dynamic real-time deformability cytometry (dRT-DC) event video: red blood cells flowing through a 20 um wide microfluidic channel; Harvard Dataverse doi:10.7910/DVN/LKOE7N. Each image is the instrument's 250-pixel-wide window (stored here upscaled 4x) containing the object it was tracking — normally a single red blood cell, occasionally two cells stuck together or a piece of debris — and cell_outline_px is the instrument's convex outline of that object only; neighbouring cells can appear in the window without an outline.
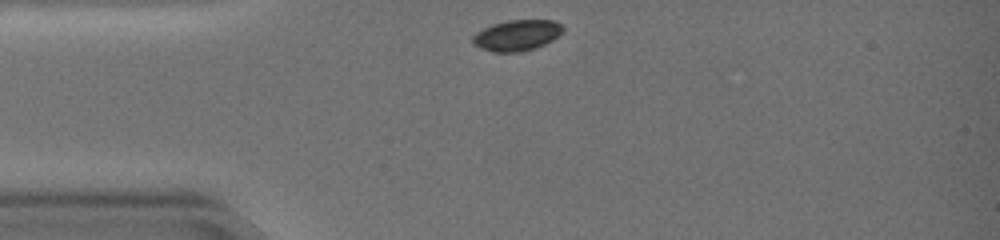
{"species": "common noctule bat (a hibernating species)", "species_latin": "Nyctalus noctula", "temperature_condition": "warm", "stored_images_in_passage": 37, "camera_frame_rate_fps": 3000, "um_per_image_px": 0.085, "animal": {"sex": "female", "body_mass_g": 19.0, "forearm_length_mm": 51.5}, "frame": {"image": 1, "passage_image": 1, "time_ms": 0.0, "image_size_px": [1000, 240], "cell_outline_px": [[564, 28], [552, 40], [544, 44], [532, 48], [516, 52], [492, 52], [480, 48], [472, 44], [472, 36], [484, 28], [492, 24], [508, 20], [552, 20], [560, 24]], "centroid_in_image_um": [43.88, 3.0], "position_along_channel_um": 41.1, "area_um2": 15.95}}
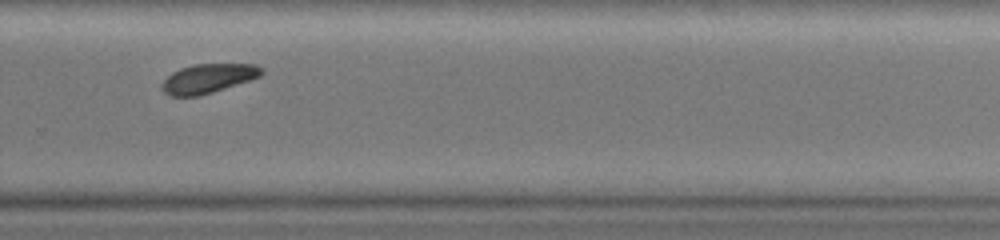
{"frame": {"image": 2, "passage_image": 27, "time_ms": 8.667, "image_size_px": [1000, 240], "cell_outline_px": [[264, 72], [260, 76], [200, 96], [172, 96], [164, 92], [160, 88], [160, 84], [172, 72], [180, 68], [192, 64], [256, 64]], "centroid_in_image_um": [17.63, 6.66], "position_along_channel_um": 312.2, "area_um2": 16.82}}
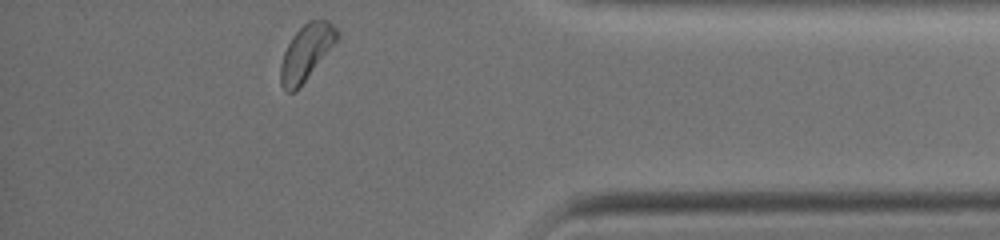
{"frame": {"image": 3, "passage_image": 37, "time_ms": 12.0, "image_size_px": [1000, 240], "cell_outline_px": [[340, 36], [296, 92], [284, 92], [280, 84], [280, 64], [284, 52], [292, 36], [308, 20], [328, 20], [340, 32]], "centroid_in_image_um": [26.01, 4.47], "position_along_channel_um": 409.2, "area_um2": 18.26}, "authors_computed_cell_mechanics": {"area_um2": 17.8602, "velocity_mm_per_s": 3.3874, "shape_relaxation_time_tau1_ms": 1.5072, "shape_relaxation_time_tau2_ms": null, "deformation_change_tau1": 0.0561, "deformation_change_tau2": null}}